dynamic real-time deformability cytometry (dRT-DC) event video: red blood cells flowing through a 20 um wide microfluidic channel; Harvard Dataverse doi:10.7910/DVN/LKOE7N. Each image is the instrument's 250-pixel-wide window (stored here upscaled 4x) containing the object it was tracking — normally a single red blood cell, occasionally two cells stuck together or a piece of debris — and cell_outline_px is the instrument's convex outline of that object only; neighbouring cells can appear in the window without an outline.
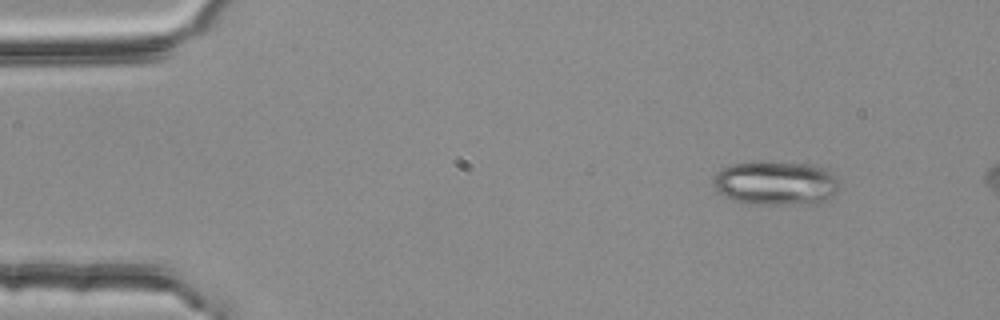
{"species": "common noctule bat (a hibernating species)", "species_latin": "Nyctalus noctula", "temperature_condition": "room temperature", "stored_images_in_passage": 3, "camera_frame_rate_fps": 3000, "um_per_image_px": 0.085, "animal": {"sex": "female", "body_mass_g": 25.1}, "frame": {"image": 1, "passage_image": 1, "time_ms": 0.0, "image_size_px": [1000, 320], "cell_outline_px": [[840, 180], [836, 192], [824, 200], [792, 204], [756, 204], [736, 200], [724, 196], [712, 184], [712, 180], [724, 168], [732, 164], [756, 160], [764, 160], [812, 164], [828, 168]], "centroid_in_image_um": [65.96, 15.51], "position_along_channel_um": 19.0, "area_um2": 32.48}}